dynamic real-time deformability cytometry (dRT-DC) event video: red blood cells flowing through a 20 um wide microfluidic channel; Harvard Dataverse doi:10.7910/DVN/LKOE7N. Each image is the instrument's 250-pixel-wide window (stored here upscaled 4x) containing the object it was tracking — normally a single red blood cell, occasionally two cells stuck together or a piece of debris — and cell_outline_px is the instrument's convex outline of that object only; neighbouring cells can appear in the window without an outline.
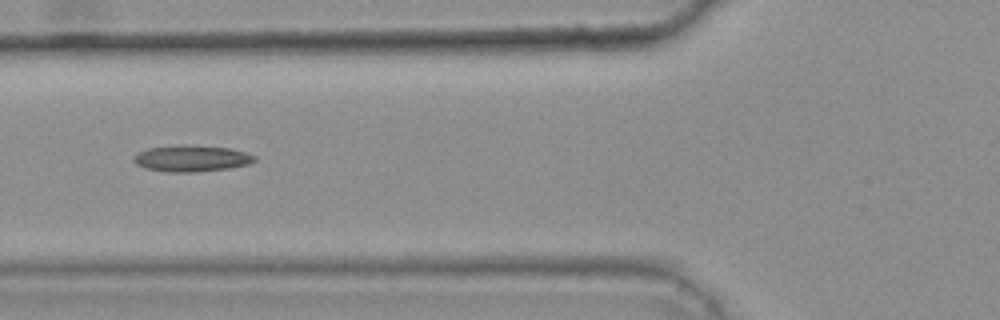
{"species": "common noctule bat (a hibernating species)", "species_latin": "Nyctalus noctula", "temperature_condition": "warm", "stored_images_in_passage": 38, "camera_frame_rate_fps": 3000, "um_per_image_px": 0.085, "animal": {"sex": "female", "body_mass_g": 25.1}, "frame": {"image": 1, "passage_image": 12, "time_ms": 3.667, "image_size_px": [1000, 320], "cell_outline_px": [[256, 160], [248, 164], [228, 168], [196, 172], [168, 172], [144, 168], [136, 164], [132, 160], [140, 152], [148, 148], [184, 144], [228, 148], [244, 152], [256, 156]], "centroid_in_image_um": [16.27, 13.47], "position_along_channel_um": 109.5, "area_um2": 18.44}, "authors_computed_cell_mechanics": {"area_um2": 17.4556, "velocity_mm_per_s": 3.8324, "shape_relaxation_time_tau1_ms": null, "shape_relaxation_time_tau2_ms": 8.9335, "deformation_change_tau1": null, "deformation_change_tau2": 0.199}}